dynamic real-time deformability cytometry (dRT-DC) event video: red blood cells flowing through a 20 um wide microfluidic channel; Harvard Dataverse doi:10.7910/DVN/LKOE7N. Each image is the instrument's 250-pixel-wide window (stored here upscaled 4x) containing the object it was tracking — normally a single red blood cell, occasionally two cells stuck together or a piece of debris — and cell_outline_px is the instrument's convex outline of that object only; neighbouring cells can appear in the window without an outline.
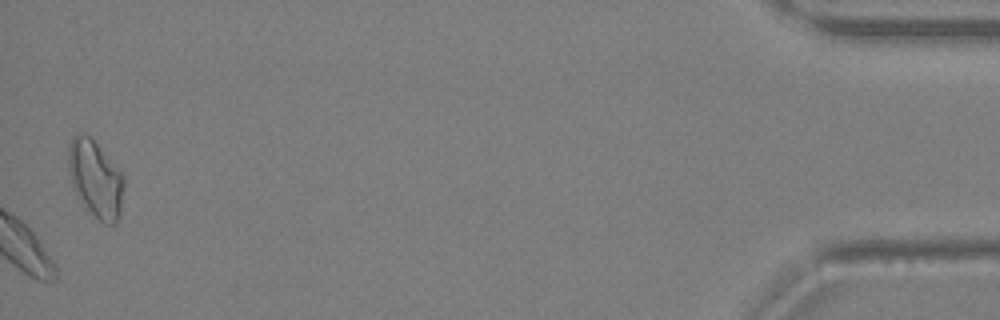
{"species": "Egyptian fruit bat (a non-hibernating species)", "species_latin": "Rousettus aegyptiacus", "temperature_condition": "warm", "stored_images_in_passage": 30, "camera_frame_rate_fps": 3000, "um_per_image_px": 0.085, "animal": {"sex": "female"}, "frame": {"image": 1, "passage_image": 30, "time_ms": 9.667, "image_size_px": [1000, 320], "cell_outline_px": [[124, 184], [120, 216], [112, 224], [104, 224], [84, 208], [76, 196], [68, 172], [68, 144], [72, 136], [76, 132], [80, 132], [88, 136], [96, 144], [124, 176]], "centroid_in_image_um": [8.08, 15.22], "position_along_channel_um": 427.1, "area_um2": 25.03}}